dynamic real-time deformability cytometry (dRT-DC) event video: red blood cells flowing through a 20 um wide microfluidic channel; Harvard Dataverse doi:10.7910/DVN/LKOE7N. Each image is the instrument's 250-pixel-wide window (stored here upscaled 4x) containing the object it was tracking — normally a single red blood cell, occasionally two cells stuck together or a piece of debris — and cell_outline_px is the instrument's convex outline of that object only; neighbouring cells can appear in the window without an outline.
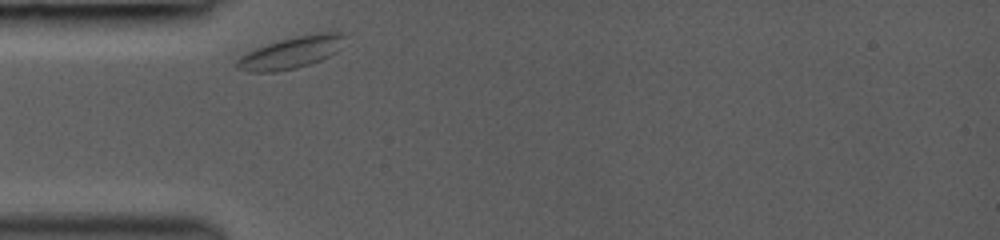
{"species": "common noctule bat (a hibernating species)", "species_latin": "Nyctalus noctula", "temperature_condition": "room temperature", "stored_images_in_passage": 2, "camera_frame_rate_fps": 3000, "um_per_image_px": 0.085, "animal": {"sex": "female", "body_mass_g": 19.0, "forearm_length_mm": 53.3}, "frame": {"image": 1, "passage_image": 1, "time_ms": 0.0, "image_size_px": [1000, 240], "cell_outline_px": [[348, 32], [340, 48], [336, 52], [320, 60], [296, 68], [272, 72], [248, 72], [236, 68], [236, 60], [240, 56], [256, 48], [280, 40], [296, 36], [316, 32]], "centroid_in_image_um": [24.77, 4.45], "position_along_channel_um": 60.2, "area_um2": 20.0}}
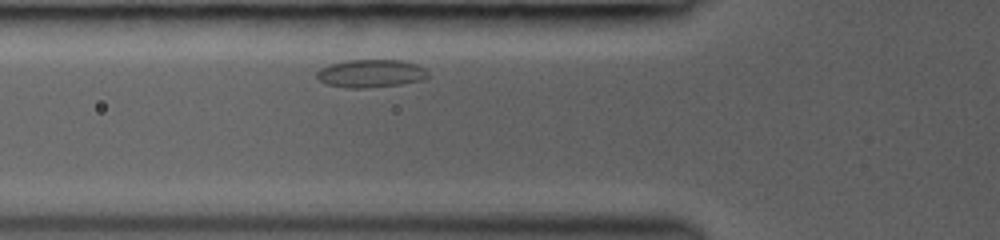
{"frame": {"image": 2, "passage_image": 2, "time_ms": 1.0, "image_size_px": [1000, 240], "cell_outline_px": [[428, 76], [424, 80], [400, 84], [368, 88], [348, 88], [328, 84], [320, 80], [316, 76], [316, 72], [320, 68], [328, 64], [348, 60], [400, 60], [416, 64], [424, 68], [428, 72]], "centroid_in_image_um": [31.52, 6.24], "position_along_channel_um": 94.3, "area_um2": 18.15}}